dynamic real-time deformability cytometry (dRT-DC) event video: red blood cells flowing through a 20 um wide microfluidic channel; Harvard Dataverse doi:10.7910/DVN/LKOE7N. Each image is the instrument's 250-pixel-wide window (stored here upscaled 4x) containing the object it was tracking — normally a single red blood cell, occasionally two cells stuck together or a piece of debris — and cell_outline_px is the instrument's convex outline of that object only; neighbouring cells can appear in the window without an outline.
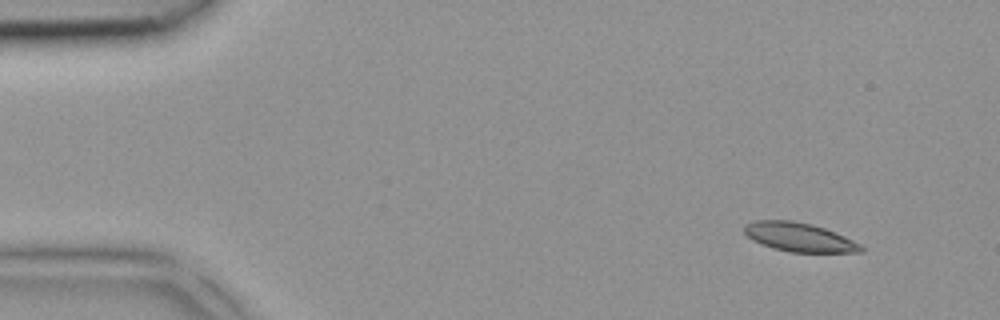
{"species": "common noctule bat (a hibernating species)", "species_latin": "Nyctalus noctula", "temperature_condition": "room temperature", "stored_images_in_passage": 3, "camera_frame_rate_fps": 3000, "um_per_image_px": 0.085, "animal": {"sex": "female", "body_mass_g": 18.4}, "frame": {"image": 1, "passage_image": 1, "time_ms": 0.0, "image_size_px": [1000, 320], "cell_outline_px": [[864, 252], [792, 252], [772, 248], [752, 240], [744, 232], [744, 228], [748, 224], [756, 220], [792, 220], [812, 224], [836, 232], [860, 244], [864, 248]], "centroid_in_image_um": [67.95, 20.16], "position_along_channel_um": 17.1, "area_um2": 19.54}}